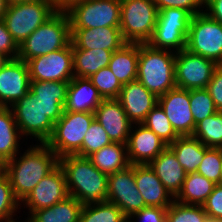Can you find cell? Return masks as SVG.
Returning a JSON list of instances; mask_svg holds the SVG:
<instances>
[{
    "label": "cell",
    "instance_id": "cell-12",
    "mask_svg": "<svg viewBox=\"0 0 222 222\" xmlns=\"http://www.w3.org/2000/svg\"><path fill=\"white\" fill-rule=\"evenodd\" d=\"M218 66L214 61L187 49L176 52V87L186 90L206 88Z\"/></svg>",
    "mask_w": 222,
    "mask_h": 222
},
{
    "label": "cell",
    "instance_id": "cell-11",
    "mask_svg": "<svg viewBox=\"0 0 222 222\" xmlns=\"http://www.w3.org/2000/svg\"><path fill=\"white\" fill-rule=\"evenodd\" d=\"M10 108L21 135L27 137L24 139L35 138L37 144H45L49 140L54 123L44 115L43 107L31 91Z\"/></svg>",
    "mask_w": 222,
    "mask_h": 222
},
{
    "label": "cell",
    "instance_id": "cell-53",
    "mask_svg": "<svg viewBox=\"0 0 222 222\" xmlns=\"http://www.w3.org/2000/svg\"><path fill=\"white\" fill-rule=\"evenodd\" d=\"M3 174V163L0 162V176Z\"/></svg>",
    "mask_w": 222,
    "mask_h": 222
},
{
    "label": "cell",
    "instance_id": "cell-2",
    "mask_svg": "<svg viewBox=\"0 0 222 222\" xmlns=\"http://www.w3.org/2000/svg\"><path fill=\"white\" fill-rule=\"evenodd\" d=\"M69 195L82 206L102 203L107 199L108 175L98 170L87 157L65 155L59 158Z\"/></svg>",
    "mask_w": 222,
    "mask_h": 222
},
{
    "label": "cell",
    "instance_id": "cell-36",
    "mask_svg": "<svg viewBox=\"0 0 222 222\" xmlns=\"http://www.w3.org/2000/svg\"><path fill=\"white\" fill-rule=\"evenodd\" d=\"M166 222H210L203 206L183 204L176 200L167 208Z\"/></svg>",
    "mask_w": 222,
    "mask_h": 222
},
{
    "label": "cell",
    "instance_id": "cell-49",
    "mask_svg": "<svg viewBox=\"0 0 222 222\" xmlns=\"http://www.w3.org/2000/svg\"><path fill=\"white\" fill-rule=\"evenodd\" d=\"M7 6H8L7 0H0V20H3L4 14L6 13Z\"/></svg>",
    "mask_w": 222,
    "mask_h": 222
},
{
    "label": "cell",
    "instance_id": "cell-21",
    "mask_svg": "<svg viewBox=\"0 0 222 222\" xmlns=\"http://www.w3.org/2000/svg\"><path fill=\"white\" fill-rule=\"evenodd\" d=\"M112 142L127 144L133 123L117 99H104L94 112Z\"/></svg>",
    "mask_w": 222,
    "mask_h": 222
},
{
    "label": "cell",
    "instance_id": "cell-8",
    "mask_svg": "<svg viewBox=\"0 0 222 222\" xmlns=\"http://www.w3.org/2000/svg\"><path fill=\"white\" fill-rule=\"evenodd\" d=\"M192 17L189 11L179 8L159 10L155 30L148 44L152 48L175 53L185 49Z\"/></svg>",
    "mask_w": 222,
    "mask_h": 222
},
{
    "label": "cell",
    "instance_id": "cell-15",
    "mask_svg": "<svg viewBox=\"0 0 222 222\" xmlns=\"http://www.w3.org/2000/svg\"><path fill=\"white\" fill-rule=\"evenodd\" d=\"M69 196L65 172L58 165L38 182L34 189L20 202V205H24L28 209L29 217L34 211L51 207Z\"/></svg>",
    "mask_w": 222,
    "mask_h": 222
},
{
    "label": "cell",
    "instance_id": "cell-18",
    "mask_svg": "<svg viewBox=\"0 0 222 222\" xmlns=\"http://www.w3.org/2000/svg\"><path fill=\"white\" fill-rule=\"evenodd\" d=\"M126 146L130 165H143L149 164L168 145L141 123L132 125Z\"/></svg>",
    "mask_w": 222,
    "mask_h": 222
},
{
    "label": "cell",
    "instance_id": "cell-29",
    "mask_svg": "<svg viewBox=\"0 0 222 222\" xmlns=\"http://www.w3.org/2000/svg\"><path fill=\"white\" fill-rule=\"evenodd\" d=\"M102 173L113 174L127 168L130 163L126 144L111 142L87 157Z\"/></svg>",
    "mask_w": 222,
    "mask_h": 222
},
{
    "label": "cell",
    "instance_id": "cell-47",
    "mask_svg": "<svg viewBox=\"0 0 222 222\" xmlns=\"http://www.w3.org/2000/svg\"><path fill=\"white\" fill-rule=\"evenodd\" d=\"M204 12L222 24V0H210L204 5Z\"/></svg>",
    "mask_w": 222,
    "mask_h": 222
},
{
    "label": "cell",
    "instance_id": "cell-42",
    "mask_svg": "<svg viewBox=\"0 0 222 222\" xmlns=\"http://www.w3.org/2000/svg\"><path fill=\"white\" fill-rule=\"evenodd\" d=\"M202 206L210 222L222 220V184L215 185Z\"/></svg>",
    "mask_w": 222,
    "mask_h": 222
},
{
    "label": "cell",
    "instance_id": "cell-4",
    "mask_svg": "<svg viewBox=\"0 0 222 222\" xmlns=\"http://www.w3.org/2000/svg\"><path fill=\"white\" fill-rule=\"evenodd\" d=\"M71 27L66 12L57 11L19 45L18 57L28 60L63 49L71 43Z\"/></svg>",
    "mask_w": 222,
    "mask_h": 222
},
{
    "label": "cell",
    "instance_id": "cell-14",
    "mask_svg": "<svg viewBox=\"0 0 222 222\" xmlns=\"http://www.w3.org/2000/svg\"><path fill=\"white\" fill-rule=\"evenodd\" d=\"M106 201L117 205L127 218L147 207L137 189L134 165L108 175Z\"/></svg>",
    "mask_w": 222,
    "mask_h": 222
},
{
    "label": "cell",
    "instance_id": "cell-44",
    "mask_svg": "<svg viewBox=\"0 0 222 222\" xmlns=\"http://www.w3.org/2000/svg\"><path fill=\"white\" fill-rule=\"evenodd\" d=\"M168 207H146L129 217L131 222H166Z\"/></svg>",
    "mask_w": 222,
    "mask_h": 222
},
{
    "label": "cell",
    "instance_id": "cell-13",
    "mask_svg": "<svg viewBox=\"0 0 222 222\" xmlns=\"http://www.w3.org/2000/svg\"><path fill=\"white\" fill-rule=\"evenodd\" d=\"M31 81L70 82L74 78L72 43L27 62Z\"/></svg>",
    "mask_w": 222,
    "mask_h": 222
},
{
    "label": "cell",
    "instance_id": "cell-46",
    "mask_svg": "<svg viewBox=\"0 0 222 222\" xmlns=\"http://www.w3.org/2000/svg\"><path fill=\"white\" fill-rule=\"evenodd\" d=\"M206 89L213 99L217 111H222V66L219 65L213 72Z\"/></svg>",
    "mask_w": 222,
    "mask_h": 222
},
{
    "label": "cell",
    "instance_id": "cell-45",
    "mask_svg": "<svg viewBox=\"0 0 222 222\" xmlns=\"http://www.w3.org/2000/svg\"><path fill=\"white\" fill-rule=\"evenodd\" d=\"M19 46L7 30L6 24L0 20V53L6 55L9 59L18 57Z\"/></svg>",
    "mask_w": 222,
    "mask_h": 222
},
{
    "label": "cell",
    "instance_id": "cell-48",
    "mask_svg": "<svg viewBox=\"0 0 222 222\" xmlns=\"http://www.w3.org/2000/svg\"><path fill=\"white\" fill-rule=\"evenodd\" d=\"M50 1L53 3V5L57 11L65 12L72 5H74L78 2H82L84 0H50Z\"/></svg>",
    "mask_w": 222,
    "mask_h": 222
},
{
    "label": "cell",
    "instance_id": "cell-9",
    "mask_svg": "<svg viewBox=\"0 0 222 222\" xmlns=\"http://www.w3.org/2000/svg\"><path fill=\"white\" fill-rule=\"evenodd\" d=\"M185 49L222 65V24L204 11L194 15Z\"/></svg>",
    "mask_w": 222,
    "mask_h": 222
},
{
    "label": "cell",
    "instance_id": "cell-51",
    "mask_svg": "<svg viewBox=\"0 0 222 222\" xmlns=\"http://www.w3.org/2000/svg\"><path fill=\"white\" fill-rule=\"evenodd\" d=\"M8 4H14L18 2H33V1H38V0H7Z\"/></svg>",
    "mask_w": 222,
    "mask_h": 222
},
{
    "label": "cell",
    "instance_id": "cell-7",
    "mask_svg": "<svg viewBox=\"0 0 222 222\" xmlns=\"http://www.w3.org/2000/svg\"><path fill=\"white\" fill-rule=\"evenodd\" d=\"M94 119V113L64 111L45 144L59 158L76 155L81 150L84 136Z\"/></svg>",
    "mask_w": 222,
    "mask_h": 222
},
{
    "label": "cell",
    "instance_id": "cell-10",
    "mask_svg": "<svg viewBox=\"0 0 222 222\" xmlns=\"http://www.w3.org/2000/svg\"><path fill=\"white\" fill-rule=\"evenodd\" d=\"M71 28L120 27V0H84L65 11Z\"/></svg>",
    "mask_w": 222,
    "mask_h": 222
},
{
    "label": "cell",
    "instance_id": "cell-54",
    "mask_svg": "<svg viewBox=\"0 0 222 222\" xmlns=\"http://www.w3.org/2000/svg\"><path fill=\"white\" fill-rule=\"evenodd\" d=\"M203 5H205L210 0H200Z\"/></svg>",
    "mask_w": 222,
    "mask_h": 222
},
{
    "label": "cell",
    "instance_id": "cell-33",
    "mask_svg": "<svg viewBox=\"0 0 222 222\" xmlns=\"http://www.w3.org/2000/svg\"><path fill=\"white\" fill-rule=\"evenodd\" d=\"M192 137L197 138L206 147L222 148V111H217L198 122Z\"/></svg>",
    "mask_w": 222,
    "mask_h": 222
},
{
    "label": "cell",
    "instance_id": "cell-32",
    "mask_svg": "<svg viewBox=\"0 0 222 222\" xmlns=\"http://www.w3.org/2000/svg\"><path fill=\"white\" fill-rule=\"evenodd\" d=\"M215 185L197 172L188 173L175 200L183 204L202 206L213 192Z\"/></svg>",
    "mask_w": 222,
    "mask_h": 222
},
{
    "label": "cell",
    "instance_id": "cell-20",
    "mask_svg": "<svg viewBox=\"0 0 222 222\" xmlns=\"http://www.w3.org/2000/svg\"><path fill=\"white\" fill-rule=\"evenodd\" d=\"M72 49L119 50L124 41L120 27L71 28Z\"/></svg>",
    "mask_w": 222,
    "mask_h": 222
},
{
    "label": "cell",
    "instance_id": "cell-52",
    "mask_svg": "<svg viewBox=\"0 0 222 222\" xmlns=\"http://www.w3.org/2000/svg\"><path fill=\"white\" fill-rule=\"evenodd\" d=\"M221 164H222V148H221ZM220 184H222V167H221V175H220Z\"/></svg>",
    "mask_w": 222,
    "mask_h": 222
},
{
    "label": "cell",
    "instance_id": "cell-6",
    "mask_svg": "<svg viewBox=\"0 0 222 222\" xmlns=\"http://www.w3.org/2000/svg\"><path fill=\"white\" fill-rule=\"evenodd\" d=\"M56 12L57 10L50 0L18 2L8 4L3 21L19 46Z\"/></svg>",
    "mask_w": 222,
    "mask_h": 222
},
{
    "label": "cell",
    "instance_id": "cell-19",
    "mask_svg": "<svg viewBox=\"0 0 222 222\" xmlns=\"http://www.w3.org/2000/svg\"><path fill=\"white\" fill-rule=\"evenodd\" d=\"M117 100L133 124L143 123L148 113L158 104V97L138 80L124 84Z\"/></svg>",
    "mask_w": 222,
    "mask_h": 222
},
{
    "label": "cell",
    "instance_id": "cell-16",
    "mask_svg": "<svg viewBox=\"0 0 222 222\" xmlns=\"http://www.w3.org/2000/svg\"><path fill=\"white\" fill-rule=\"evenodd\" d=\"M158 104L179 136H192L196 125L190 109L189 90L177 87L169 90L158 97Z\"/></svg>",
    "mask_w": 222,
    "mask_h": 222
},
{
    "label": "cell",
    "instance_id": "cell-50",
    "mask_svg": "<svg viewBox=\"0 0 222 222\" xmlns=\"http://www.w3.org/2000/svg\"><path fill=\"white\" fill-rule=\"evenodd\" d=\"M10 59L4 55L3 53H0V70L3 68V66L9 61Z\"/></svg>",
    "mask_w": 222,
    "mask_h": 222
},
{
    "label": "cell",
    "instance_id": "cell-34",
    "mask_svg": "<svg viewBox=\"0 0 222 222\" xmlns=\"http://www.w3.org/2000/svg\"><path fill=\"white\" fill-rule=\"evenodd\" d=\"M127 217L121 209L108 201L83 206L79 222H123Z\"/></svg>",
    "mask_w": 222,
    "mask_h": 222
},
{
    "label": "cell",
    "instance_id": "cell-55",
    "mask_svg": "<svg viewBox=\"0 0 222 222\" xmlns=\"http://www.w3.org/2000/svg\"><path fill=\"white\" fill-rule=\"evenodd\" d=\"M123 222H131L129 218H126Z\"/></svg>",
    "mask_w": 222,
    "mask_h": 222
},
{
    "label": "cell",
    "instance_id": "cell-39",
    "mask_svg": "<svg viewBox=\"0 0 222 222\" xmlns=\"http://www.w3.org/2000/svg\"><path fill=\"white\" fill-rule=\"evenodd\" d=\"M189 100L195 125L217 112L213 99L206 88L190 89Z\"/></svg>",
    "mask_w": 222,
    "mask_h": 222
},
{
    "label": "cell",
    "instance_id": "cell-25",
    "mask_svg": "<svg viewBox=\"0 0 222 222\" xmlns=\"http://www.w3.org/2000/svg\"><path fill=\"white\" fill-rule=\"evenodd\" d=\"M103 100L88 78L74 77L69 82L64 111L94 113Z\"/></svg>",
    "mask_w": 222,
    "mask_h": 222
},
{
    "label": "cell",
    "instance_id": "cell-38",
    "mask_svg": "<svg viewBox=\"0 0 222 222\" xmlns=\"http://www.w3.org/2000/svg\"><path fill=\"white\" fill-rule=\"evenodd\" d=\"M88 79L103 99H117L123 86L108 66L100 69Z\"/></svg>",
    "mask_w": 222,
    "mask_h": 222
},
{
    "label": "cell",
    "instance_id": "cell-26",
    "mask_svg": "<svg viewBox=\"0 0 222 222\" xmlns=\"http://www.w3.org/2000/svg\"><path fill=\"white\" fill-rule=\"evenodd\" d=\"M139 43H126L112 53L108 67L124 85L137 80Z\"/></svg>",
    "mask_w": 222,
    "mask_h": 222
},
{
    "label": "cell",
    "instance_id": "cell-37",
    "mask_svg": "<svg viewBox=\"0 0 222 222\" xmlns=\"http://www.w3.org/2000/svg\"><path fill=\"white\" fill-rule=\"evenodd\" d=\"M20 207L23 208L13 193L9 178L3 173L0 176V222H20L13 219Z\"/></svg>",
    "mask_w": 222,
    "mask_h": 222
},
{
    "label": "cell",
    "instance_id": "cell-22",
    "mask_svg": "<svg viewBox=\"0 0 222 222\" xmlns=\"http://www.w3.org/2000/svg\"><path fill=\"white\" fill-rule=\"evenodd\" d=\"M68 86L69 82L62 81H30V91L54 124L63 115Z\"/></svg>",
    "mask_w": 222,
    "mask_h": 222
},
{
    "label": "cell",
    "instance_id": "cell-17",
    "mask_svg": "<svg viewBox=\"0 0 222 222\" xmlns=\"http://www.w3.org/2000/svg\"><path fill=\"white\" fill-rule=\"evenodd\" d=\"M30 75L25 61L10 59L0 70V107H11L30 91Z\"/></svg>",
    "mask_w": 222,
    "mask_h": 222
},
{
    "label": "cell",
    "instance_id": "cell-41",
    "mask_svg": "<svg viewBox=\"0 0 222 222\" xmlns=\"http://www.w3.org/2000/svg\"><path fill=\"white\" fill-rule=\"evenodd\" d=\"M221 167V148L209 147L204 153L197 173L215 184H220Z\"/></svg>",
    "mask_w": 222,
    "mask_h": 222
},
{
    "label": "cell",
    "instance_id": "cell-28",
    "mask_svg": "<svg viewBox=\"0 0 222 222\" xmlns=\"http://www.w3.org/2000/svg\"><path fill=\"white\" fill-rule=\"evenodd\" d=\"M82 207L76 198L69 196L51 207L34 211L21 222H79Z\"/></svg>",
    "mask_w": 222,
    "mask_h": 222
},
{
    "label": "cell",
    "instance_id": "cell-27",
    "mask_svg": "<svg viewBox=\"0 0 222 222\" xmlns=\"http://www.w3.org/2000/svg\"><path fill=\"white\" fill-rule=\"evenodd\" d=\"M24 137L15 122L10 107H0V162L3 164L20 153V141Z\"/></svg>",
    "mask_w": 222,
    "mask_h": 222
},
{
    "label": "cell",
    "instance_id": "cell-40",
    "mask_svg": "<svg viewBox=\"0 0 222 222\" xmlns=\"http://www.w3.org/2000/svg\"><path fill=\"white\" fill-rule=\"evenodd\" d=\"M111 142L112 141L108 137L104 128L94 119L84 136L82 148L76 155L80 157H88Z\"/></svg>",
    "mask_w": 222,
    "mask_h": 222
},
{
    "label": "cell",
    "instance_id": "cell-30",
    "mask_svg": "<svg viewBox=\"0 0 222 222\" xmlns=\"http://www.w3.org/2000/svg\"><path fill=\"white\" fill-rule=\"evenodd\" d=\"M184 168L185 172H197L205 151L209 148L192 136H179L168 146Z\"/></svg>",
    "mask_w": 222,
    "mask_h": 222
},
{
    "label": "cell",
    "instance_id": "cell-23",
    "mask_svg": "<svg viewBox=\"0 0 222 222\" xmlns=\"http://www.w3.org/2000/svg\"><path fill=\"white\" fill-rule=\"evenodd\" d=\"M137 189L147 207H169L175 200L148 164L134 165Z\"/></svg>",
    "mask_w": 222,
    "mask_h": 222
},
{
    "label": "cell",
    "instance_id": "cell-3",
    "mask_svg": "<svg viewBox=\"0 0 222 222\" xmlns=\"http://www.w3.org/2000/svg\"><path fill=\"white\" fill-rule=\"evenodd\" d=\"M175 55L170 50L139 44L137 80L157 97L176 88Z\"/></svg>",
    "mask_w": 222,
    "mask_h": 222
},
{
    "label": "cell",
    "instance_id": "cell-35",
    "mask_svg": "<svg viewBox=\"0 0 222 222\" xmlns=\"http://www.w3.org/2000/svg\"><path fill=\"white\" fill-rule=\"evenodd\" d=\"M142 124L153 131L168 146L179 137L159 104L148 113Z\"/></svg>",
    "mask_w": 222,
    "mask_h": 222
},
{
    "label": "cell",
    "instance_id": "cell-24",
    "mask_svg": "<svg viewBox=\"0 0 222 222\" xmlns=\"http://www.w3.org/2000/svg\"><path fill=\"white\" fill-rule=\"evenodd\" d=\"M164 187L175 198L181 191L187 173L178 162L175 153L167 146L148 164Z\"/></svg>",
    "mask_w": 222,
    "mask_h": 222
},
{
    "label": "cell",
    "instance_id": "cell-1",
    "mask_svg": "<svg viewBox=\"0 0 222 222\" xmlns=\"http://www.w3.org/2000/svg\"><path fill=\"white\" fill-rule=\"evenodd\" d=\"M27 148L3 164V173L20 202L59 165V157L46 144L36 143Z\"/></svg>",
    "mask_w": 222,
    "mask_h": 222
},
{
    "label": "cell",
    "instance_id": "cell-5",
    "mask_svg": "<svg viewBox=\"0 0 222 222\" xmlns=\"http://www.w3.org/2000/svg\"><path fill=\"white\" fill-rule=\"evenodd\" d=\"M120 30L126 43H148L158 19L154 0H120Z\"/></svg>",
    "mask_w": 222,
    "mask_h": 222
},
{
    "label": "cell",
    "instance_id": "cell-43",
    "mask_svg": "<svg viewBox=\"0 0 222 222\" xmlns=\"http://www.w3.org/2000/svg\"><path fill=\"white\" fill-rule=\"evenodd\" d=\"M158 10L166 8H179L189 11L193 16L204 11L200 0H154Z\"/></svg>",
    "mask_w": 222,
    "mask_h": 222
},
{
    "label": "cell",
    "instance_id": "cell-31",
    "mask_svg": "<svg viewBox=\"0 0 222 222\" xmlns=\"http://www.w3.org/2000/svg\"><path fill=\"white\" fill-rule=\"evenodd\" d=\"M74 77L89 78L109 65L112 51L105 49H72Z\"/></svg>",
    "mask_w": 222,
    "mask_h": 222
}]
</instances>
